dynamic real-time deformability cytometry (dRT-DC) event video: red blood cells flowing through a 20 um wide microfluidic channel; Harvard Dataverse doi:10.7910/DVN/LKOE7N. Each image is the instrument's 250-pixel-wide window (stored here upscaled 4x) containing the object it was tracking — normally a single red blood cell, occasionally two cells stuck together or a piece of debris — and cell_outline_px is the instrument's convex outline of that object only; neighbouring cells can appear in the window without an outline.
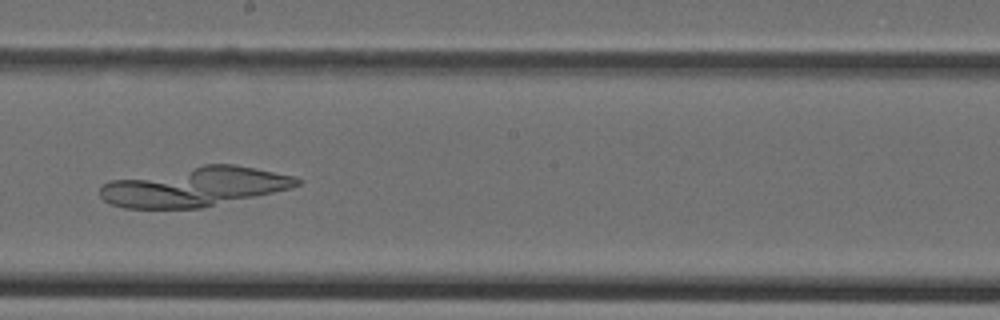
{"species": "Egyptian fruit bat (a non-hibernating species)", "species_latin": "Rousettus aegyptiacus", "temperature_condition": "cold", "stored_images_in_passage": 47, "camera_frame_rate_fps": 3000, "um_per_image_px": 0.085, "animal": {"sex": "female"}, "frame": {"image": 1, "passage_image": 26, "time_ms": 8.333, "image_size_px": [1000, 320], "cell_outline_px": [[304, 180], [300, 184], [292, 188], [200, 208], [124, 208], [108, 204], [100, 196], [100, 184], [112, 180], [204, 164], [236, 164], [296, 176]], "centroid_in_image_um": [16.55, 15.87], "position_along_channel_um": 231.6, "area_um2": 45.2}}
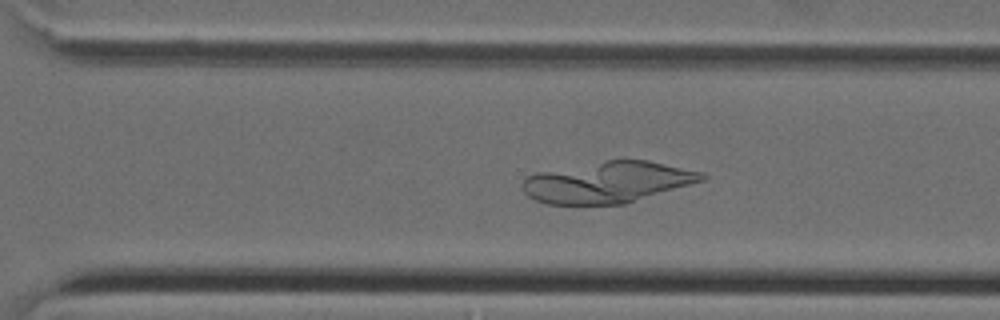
{"frame": {"image": 2, "passage_image": 32, "time_ms": 10.333, "image_size_px": [1000, 320], "cell_outline_px": [[708, 176], [704, 180], [624, 204], [548, 204], [536, 200], [528, 196], [524, 192], [524, 176], [536, 172], [608, 160], [648, 160], [704, 172]], "centroid_in_image_um": [51.67, 15.48], "position_along_channel_um": 318.9, "area_um2": 42.83}}
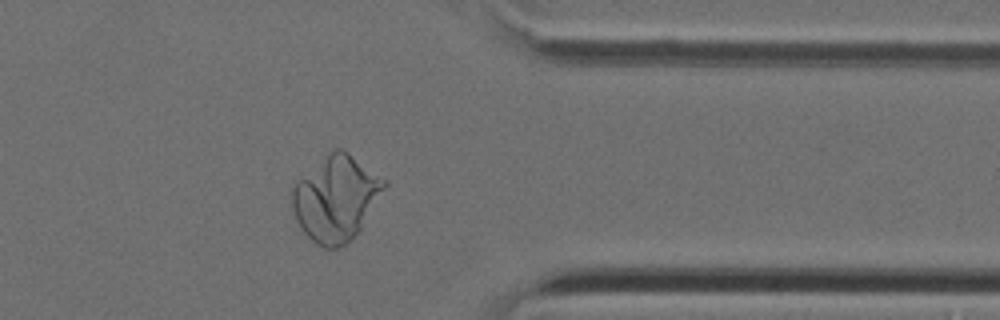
{"frame": {"image": 3, "passage_image": 37, "time_ms": 12.0, "image_size_px": [1000, 320], "cell_outline_px": [[388, 184], [360, 228], [352, 240], [340, 248], [324, 248], [316, 244], [300, 228], [296, 220], [292, 208], [292, 188], [296, 180], [332, 148], [340, 148], [348, 152], [388, 180]], "centroid_in_image_um": [28.54, 16.83], "position_along_channel_um": 382.9, "area_um2": 46.01}}